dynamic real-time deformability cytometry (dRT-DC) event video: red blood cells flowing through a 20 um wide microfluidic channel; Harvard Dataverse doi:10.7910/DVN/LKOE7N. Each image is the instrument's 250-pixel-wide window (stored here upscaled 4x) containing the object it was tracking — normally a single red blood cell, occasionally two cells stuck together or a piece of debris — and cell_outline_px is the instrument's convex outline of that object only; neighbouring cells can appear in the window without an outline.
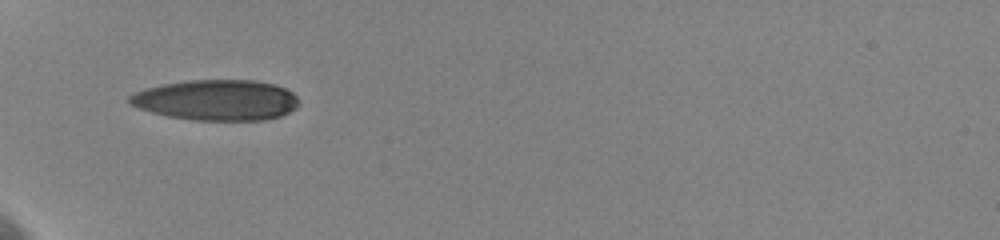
{"species": "human", "species_latin": "Homo sapiens", "temperature_condition": "cold", "stored_images_in_passage": 10, "camera_frame_rate_fps": 3000, "um_per_image_px": 0.085, "donor": {"sex": "female"}, "frame": {"image": 1, "passage_image": 1, "time_ms": 0.0, "image_size_px": [1000, 240], "cell_outline_px": [[300, 104], [296, 108], [280, 116], [264, 120], [192, 120], [168, 116], [136, 108], [128, 104], [128, 96], [136, 92], [160, 84], [188, 80], [256, 80], [272, 84], [284, 88], [292, 92], [300, 100]], "centroid_in_image_um": [18.39, 8.51], "position_along_channel_um": 66.6, "area_um2": 40.29}}